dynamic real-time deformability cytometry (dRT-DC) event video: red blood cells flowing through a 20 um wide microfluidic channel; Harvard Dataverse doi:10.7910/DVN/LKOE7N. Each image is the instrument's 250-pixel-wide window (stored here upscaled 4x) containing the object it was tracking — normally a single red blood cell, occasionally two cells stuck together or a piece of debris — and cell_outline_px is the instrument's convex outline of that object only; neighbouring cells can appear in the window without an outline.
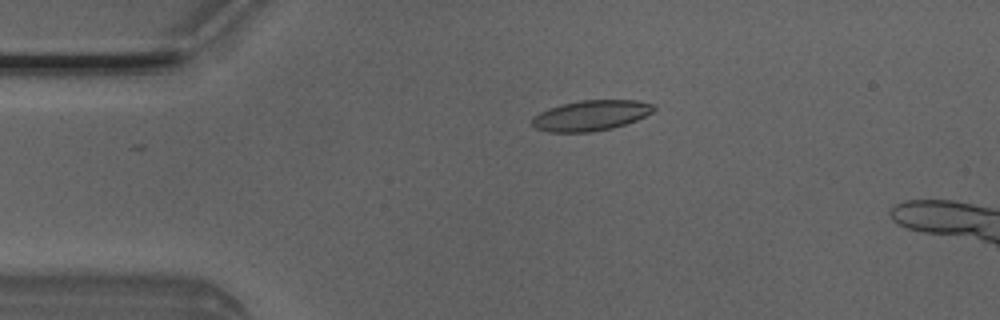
{"species": "Egyptian fruit bat (a non-hibernating species)", "species_latin": "Rousettus aegyptiacus", "temperature_condition": "room temperature", "stored_images_in_passage": 5, "camera_frame_rate_fps": 3000, "um_per_image_px": 0.085, "animal": {"sex": "male"}, "frame": {"image": 1, "passage_image": 4, "time_ms": 1.0, "image_size_px": [1000, 320], "cell_outline_px": [[656, 108], [652, 112], [636, 120], [612, 128], [592, 132], [548, 132], [536, 128], [532, 124], [532, 116], [548, 108], [580, 100], [636, 100], [656, 104]], "centroid_in_image_um": [50.23, 9.81], "position_along_channel_um": 34.8, "area_um2": 21.56}}